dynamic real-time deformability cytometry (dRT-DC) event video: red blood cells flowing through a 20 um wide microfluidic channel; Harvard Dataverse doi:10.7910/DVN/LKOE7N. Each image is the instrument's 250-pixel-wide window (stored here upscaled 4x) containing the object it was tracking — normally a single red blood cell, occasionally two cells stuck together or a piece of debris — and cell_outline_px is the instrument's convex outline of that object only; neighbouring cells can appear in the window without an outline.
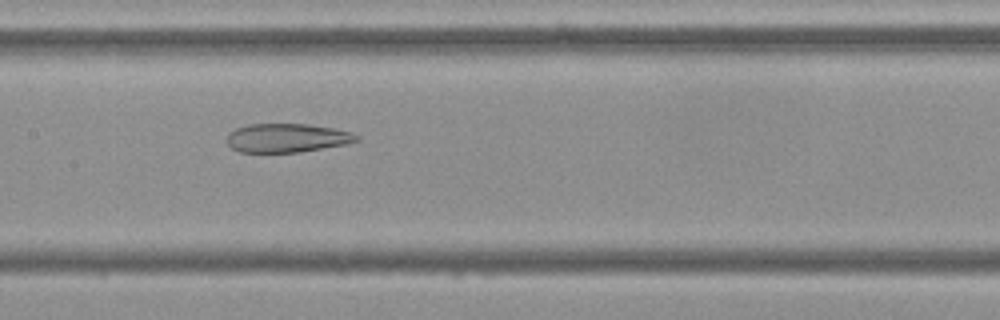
{"species": "Egyptian fruit bat (a non-hibernating species)", "species_latin": "Rousettus aegyptiacus", "temperature_condition": "cold", "stored_images_in_passage": 48, "camera_frame_rate_fps": 3000, "um_per_image_px": 0.085, "frame": {"image": 1, "passage_image": 20, "time_ms": 6.333, "image_size_px": [1000, 320], "cell_outline_px": [[360, 140], [348, 144], [300, 152], [240, 152], [232, 148], [228, 144], [228, 132], [236, 128], [248, 124], [308, 124], [332, 128], [352, 132], [360, 136]], "centroid_in_image_um": [24.43, 11.72], "position_along_channel_um": 183.0, "area_um2": 21.85}}
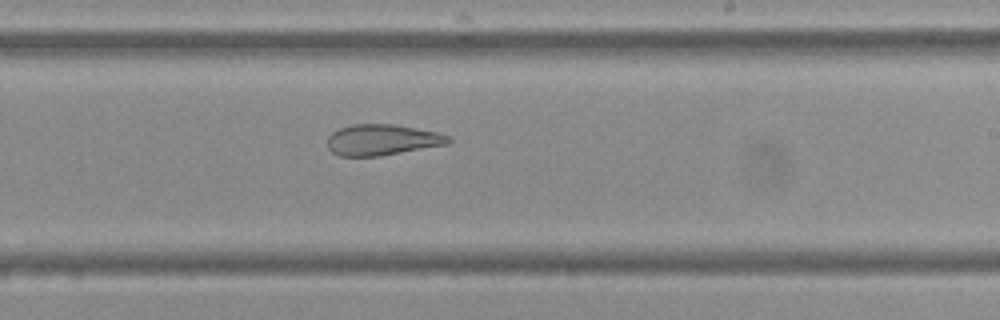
{"frame": {"image": 2, "passage_image": 26, "time_ms": 8.333, "image_size_px": [1000, 320], "cell_outline_px": [[452, 140], [448, 144], [380, 156], [340, 156], [332, 152], [328, 148], [328, 136], [332, 132], [340, 128], [352, 124], [396, 124], [440, 132], [448, 136]], "centroid_in_image_um": [32.5, 11.88], "position_along_channel_um": 256.5, "area_um2": 21.96}}
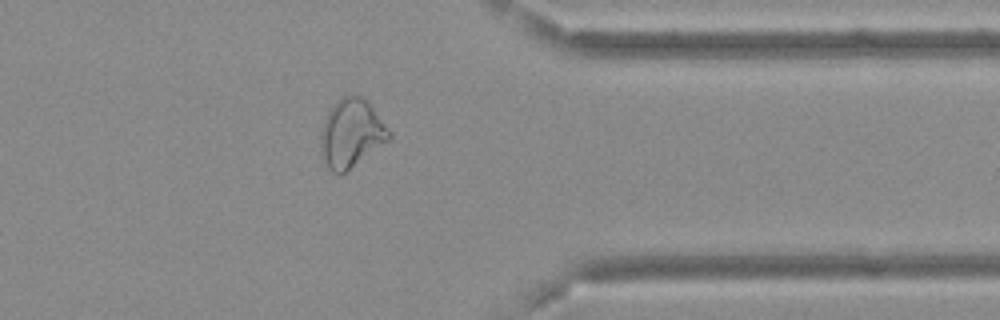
{"frame": {"image": 3, "passage_image": 37, "time_ms": 12.0, "image_size_px": [1000, 320], "cell_outline_px": [[392, 136], [388, 140], [340, 176], [336, 176], [324, 164], [320, 152], [320, 132], [324, 120], [332, 104], [336, 100], [348, 92], [360, 96], [372, 108], [392, 132]], "centroid_in_image_um": [29.8, 11.34], "position_along_channel_um": 381.6, "area_um2": 27.46}, "authors_computed_cell_mechanics": {"area_um2": 27.455, "velocity_mm_per_s": 3.6919, "shape_relaxation_time_tau1_ms": null, "shape_relaxation_time_tau2_ms": 3.2628, "deformation_change_tau1": null, "deformation_change_tau2": 0.1175}}